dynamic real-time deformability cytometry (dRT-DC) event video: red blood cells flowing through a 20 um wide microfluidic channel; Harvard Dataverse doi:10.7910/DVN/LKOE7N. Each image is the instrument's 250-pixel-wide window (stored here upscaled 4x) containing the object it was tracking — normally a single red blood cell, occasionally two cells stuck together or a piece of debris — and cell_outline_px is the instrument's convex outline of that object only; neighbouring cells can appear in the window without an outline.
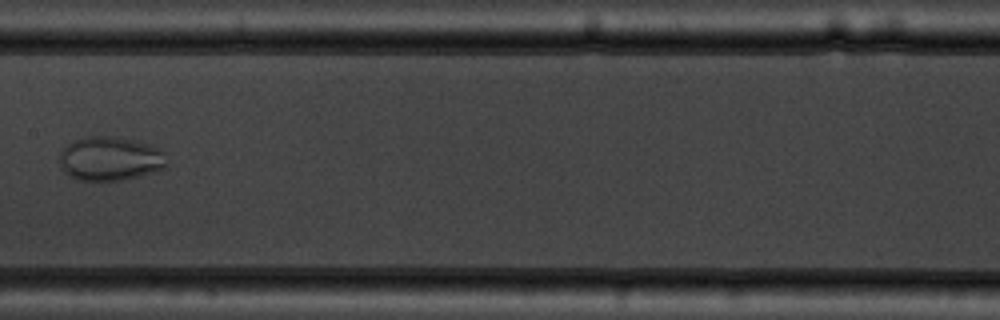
{"species": "common noctule bat (a hibernating species)", "species_latin": "Nyctalus noctula", "temperature_condition": "warm", "stored_images_in_passage": 9, "camera_frame_rate_fps": 3000, "um_per_image_px": 0.085, "animal": {"sex": "male", "body_mass_g": 19.5, "forearm_length_mm": 54.6}, "frame": {"image": 1, "passage_image": 8, "time_ms": 9.0, "image_size_px": [1000, 320], "cell_outline_px": [[164, 168], [156, 172], [124, 180], [80, 180], [64, 172], [60, 168], [60, 152], [72, 140], [84, 136], [112, 136], [136, 140], [160, 148], [164, 152]], "centroid_in_image_um": [9.35, 13.47], "position_along_channel_um": 198.1, "area_um2": 27.63}}